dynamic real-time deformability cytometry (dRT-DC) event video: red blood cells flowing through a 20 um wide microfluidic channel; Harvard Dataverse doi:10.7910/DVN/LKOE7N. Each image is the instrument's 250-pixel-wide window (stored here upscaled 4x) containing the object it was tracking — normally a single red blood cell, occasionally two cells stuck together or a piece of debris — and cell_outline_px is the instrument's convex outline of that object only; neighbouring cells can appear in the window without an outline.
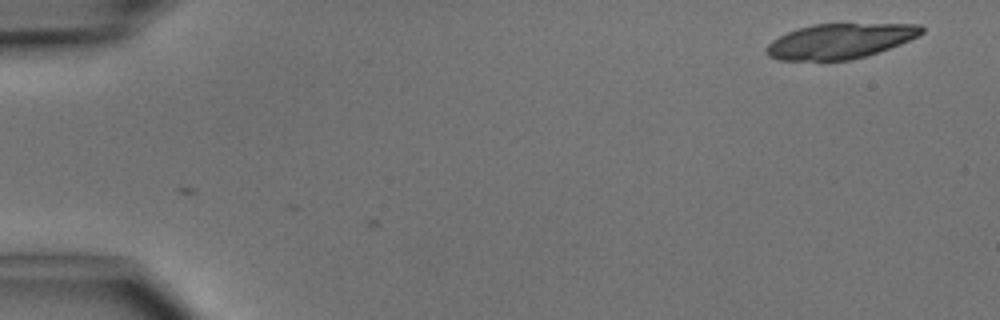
{"species": "common noctule bat (a hibernating species)", "species_latin": "Nyctalus noctula", "temperature_condition": "cold", "stored_images_in_passage": 2, "camera_frame_rate_fps": 3000, "um_per_image_px": 0.085, "animal": {"sex": "male", "body_mass_g": 15.6}, "frame": {"image": 1, "passage_image": 2, "time_ms": 1.0, "image_size_px": [1000, 320], "cell_outline_px": [[924, 32], [900, 44], [852, 60], [776, 60], [768, 56], [764, 52], [764, 48], [772, 40], [796, 28], [812, 24], [920, 24], [924, 28]], "centroid_in_image_um": [71.33, 3.49], "position_along_channel_um": 13.7, "area_um2": 31.56}}